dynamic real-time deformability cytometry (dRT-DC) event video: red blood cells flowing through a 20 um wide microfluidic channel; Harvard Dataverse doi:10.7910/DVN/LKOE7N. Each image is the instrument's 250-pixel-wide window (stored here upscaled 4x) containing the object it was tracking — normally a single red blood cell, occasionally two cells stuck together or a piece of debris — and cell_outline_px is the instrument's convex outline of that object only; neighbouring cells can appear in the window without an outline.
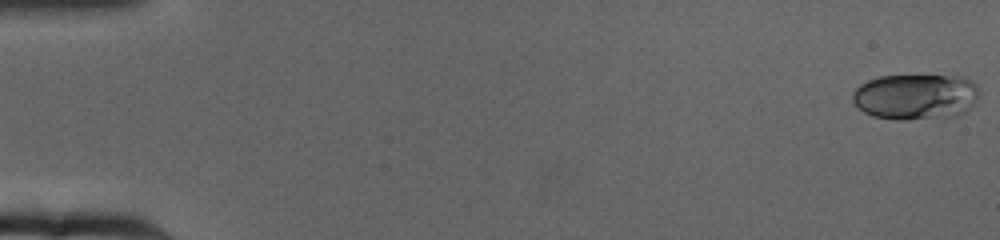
{"species": "human", "species_latin": "Homo sapiens", "temperature_condition": "cold", "stored_images_in_passage": 65, "camera_frame_rate_fps": 3000, "um_per_image_px": 0.085, "donor": {"sex": "female"}, "frame": {"image": 1, "passage_image": 1, "time_ms": 0.0, "image_size_px": [1000, 240], "cell_outline_px": [[976, 100], [972, 108], [956, 116], [944, 120], [896, 120], [872, 116], [864, 112], [852, 100], [852, 92], [860, 84], [868, 80], [880, 76], [964, 76], [972, 80], [976, 84]], "centroid_in_image_um": [77.85, 8.25], "position_along_channel_um": 7.2, "area_um2": 34.45}}
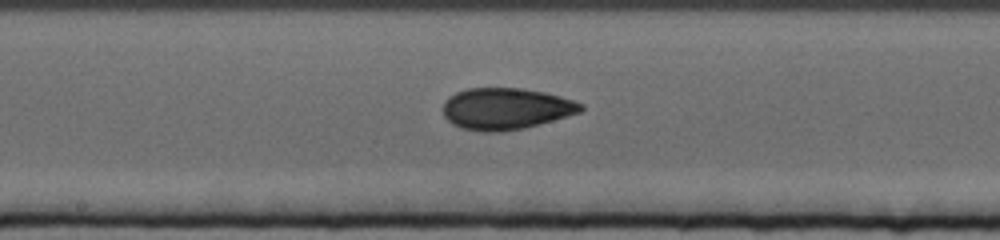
{"frame": {"image": 2, "passage_image": 35, "time_ms": 11.333, "image_size_px": [1000, 240], "cell_outline_px": [[584, 108], [580, 112], [524, 128], [500, 132], [484, 132], [460, 128], [452, 124], [444, 116], [444, 100], [448, 96], [456, 92], [468, 88], [520, 88], [544, 92], [560, 96], [584, 104]], "centroid_in_image_um": [42.97, 9.24], "position_along_channel_um": 205.2, "area_um2": 33.35}}
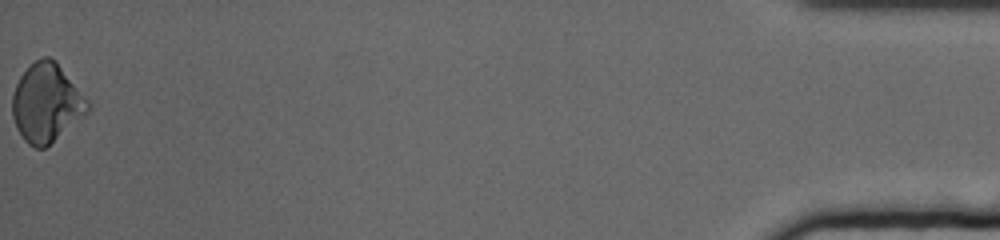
{"frame": {"image": 3, "passage_image": 65, "time_ms": 21.333, "image_size_px": [1000, 240], "cell_outline_px": [[92, 104], [88, 112], [44, 148], [36, 148], [28, 144], [24, 140], [16, 128], [12, 116], [12, 96], [16, 84], [20, 76], [36, 60], [44, 56], [48, 56], [56, 60]], "centroid_in_image_um": [3.95, 8.73], "position_along_channel_um": 431.2, "area_um2": 34.39}, "authors_computed_cell_mechanics": {"area_um2": 32.4836, "velocity_mm_per_s": 3.1742, "shape_relaxation_time_tau1_ms": 6.657, "shape_relaxation_time_tau2_ms": 2.3607, "deformation_change_tau1": 0.1498, "deformation_change_tau2": 0.0465}}